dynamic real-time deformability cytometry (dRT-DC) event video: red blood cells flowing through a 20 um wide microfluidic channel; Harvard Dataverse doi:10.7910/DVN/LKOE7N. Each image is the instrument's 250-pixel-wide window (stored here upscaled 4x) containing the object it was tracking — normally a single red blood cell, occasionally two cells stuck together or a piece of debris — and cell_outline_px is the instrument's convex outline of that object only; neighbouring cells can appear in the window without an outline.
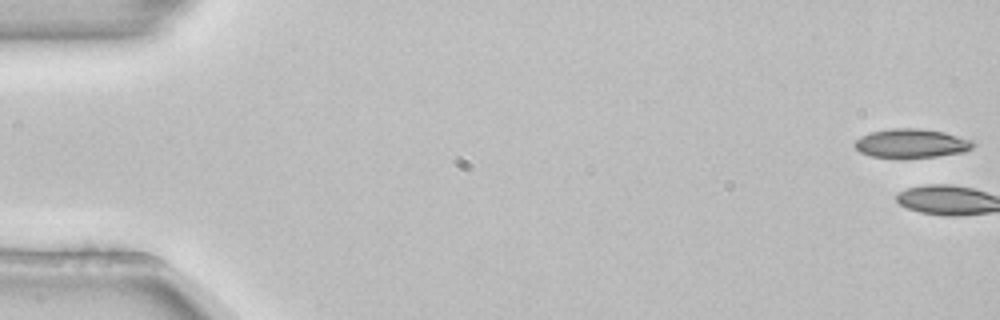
{"species": "common noctule bat (a hibernating species)", "species_latin": "Nyctalus noctula", "temperature_condition": "room temperature", "stored_images_in_passage": 3, "camera_frame_rate_fps": 3000, "um_per_image_px": 0.085, "animal": {"sex": "female", "body_mass_g": 22.7, "forearm_length_mm": 54.2}, "frame": {"image": 1, "passage_image": 1, "time_ms": 0.0, "image_size_px": [1000, 320], "cell_outline_px": [[976, 144], [972, 148], [964, 152], [936, 156], [872, 156], [860, 152], [852, 144], [860, 136], [872, 132], [892, 128], [920, 128], [944, 132], [972, 140]], "centroid_in_image_um": [77.48, 12.15], "position_along_channel_um": 7.5, "area_um2": 19.54}}